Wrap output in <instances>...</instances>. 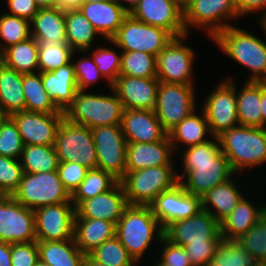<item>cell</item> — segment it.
I'll return each mask as SVG.
<instances>
[{
	"label": "cell",
	"mask_w": 266,
	"mask_h": 266,
	"mask_svg": "<svg viewBox=\"0 0 266 266\" xmlns=\"http://www.w3.org/2000/svg\"><path fill=\"white\" fill-rule=\"evenodd\" d=\"M174 37L166 30L148 25L128 14L108 41L122 51H139L157 56Z\"/></svg>",
	"instance_id": "cell-8"
},
{
	"label": "cell",
	"mask_w": 266,
	"mask_h": 266,
	"mask_svg": "<svg viewBox=\"0 0 266 266\" xmlns=\"http://www.w3.org/2000/svg\"><path fill=\"white\" fill-rule=\"evenodd\" d=\"M97 153V168L112 174L119 181L126 174L127 141L121 125L91 129Z\"/></svg>",
	"instance_id": "cell-14"
},
{
	"label": "cell",
	"mask_w": 266,
	"mask_h": 266,
	"mask_svg": "<svg viewBox=\"0 0 266 266\" xmlns=\"http://www.w3.org/2000/svg\"><path fill=\"white\" fill-rule=\"evenodd\" d=\"M258 82L261 84L264 92H266V76L261 78Z\"/></svg>",
	"instance_id": "cell-64"
},
{
	"label": "cell",
	"mask_w": 266,
	"mask_h": 266,
	"mask_svg": "<svg viewBox=\"0 0 266 266\" xmlns=\"http://www.w3.org/2000/svg\"><path fill=\"white\" fill-rule=\"evenodd\" d=\"M100 1H106V0H83V3L100 2Z\"/></svg>",
	"instance_id": "cell-68"
},
{
	"label": "cell",
	"mask_w": 266,
	"mask_h": 266,
	"mask_svg": "<svg viewBox=\"0 0 266 266\" xmlns=\"http://www.w3.org/2000/svg\"><path fill=\"white\" fill-rule=\"evenodd\" d=\"M240 91L236 88L239 125L262 128V86L258 81H245Z\"/></svg>",
	"instance_id": "cell-33"
},
{
	"label": "cell",
	"mask_w": 266,
	"mask_h": 266,
	"mask_svg": "<svg viewBox=\"0 0 266 266\" xmlns=\"http://www.w3.org/2000/svg\"><path fill=\"white\" fill-rule=\"evenodd\" d=\"M23 74L0 64V107L10 116L25 110Z\"/></svg>",
	"instance_id": "cell-35"
},
{
	"label": "cell",
	"mask_w": 266,
	"mask_h": 266,
	"mask_svg": "<svg viewBox=\"0 0 266 266\" xmlns=\"http://www.w3.org/2000/svg\"><path fill=\"white\" fill-rule=\"evenodd\" d=\"M119 182L112 174L102 169H89L84 180L71 195L75 208L84 200L103 194Z\"/></svg>",
	"instance_id": "cell-39"
},
{
	"label": "cell",
	"mask_w": 266,
	"mask_h": 266,
	"mask_svg": "<svg viewBox=\"0 0 266 266\" xmlns=\"http://www.w3.org/2000/svg\"><path fill=\"white\" fill-rule=\"evenodd\" d=\"M119 75L157 78L156 56L146 52L122 51Z\"/></svg>",
	"instance_id": "cell-40"
},
{
	"label": "cell",
	"mask_w": 266,
	"mask_h": 266,
	"mask_svg": "<svg viewBox=\"0 0 266 266\" xmlns=\"http://www.w3.org/2000/svg\"><path fill=\"white\" fill-rule=\"evenodd\" d=\"M184 10V0H172Z\"/></svg>",
	"instance_id": "cell-65"
},
{
	"label": "cell",
	"mask_w": 266,
	"mask_h": 266,
	"mask_svg": "<svg viewBox=\"0 0 266 266\" xmlns=\"http://www.w3.org/2000/svg\"><path fill=\"white\" fill-rule=\"evenodd\" d=\"M160 81L157 78H139L119 75L112 84L124 109L154 110Z\"/></svg>",
	"instance_id": "cell-21"
},
{
	"label": "cell",
	"mask_w": 266,
	"mask_h": 266,
	"mask_svg": "<svg viewBox=\"0 0 266 266\" xmlns=\"http://www.w3.org/2000/svg\"><path fill=\"white\" fill-rule=\"evenodd\" d=\"M121 129L126 141L133 143L157 142L168 136L154 110L124 109Z\"/></svg>",
	"instance_id": "cell-23"
},
{
	"label": "cell",
	"mask_w": 266,
	"mask_h": 266,
	"mask_svg": "<svg viewBox=\"0 0 266 266\" xmlns=\"http://www.w3.org/2000/svg\"><path fill=\"white\" fill-rule=\"evenodd\" d=\"M261 18L258 20L260 26L263 28V32L266 34V13L264 15L261 14Z\"/></svg>",
	"instance_id": "cell-63"
},
{
	"label": "cell",
	"mask_w": 266,
	"mask_h": 266,
	"mask_svg": "<svg viewBox=\"0 0 266 266\" xmlns=\"http://www.w3.org/2000/svg\"><path fill=\"white\" fill-rule=\"evenodd\" d=\"M31 37L38 43H67L65 11L60 8H39L30 21Z\"/></svg>",
	"instance_id": "cell-27"
},
{
	"label": "cell",
	"mask_w": 266,
	"mask_h": 266,
	"mask_svg": "<svg viewBox=\"0 0 266 266\" xmlns=\"http://www.w3.org/2000/svg\"><path fill=\"white\" fill-rule=\"evenodd\" d=\"M0 266H12L10 243L0 242Z\"/></svg>",
	"instance_id": "cell-56"
},
{
	"label": "cell",
	"mask_w": 266,
	"mask_h": 266,
	"mask_svg": "<svg viewBox=\"0 0 266 266\" xmlns=\"http://www.w3.org/2000/svg\"><path fill=\"white\" fill-rule=\"evenodd\" d=\"M260 108L262 112V128H266V92H264L263 88Z\"/></svg>",
	"instance_id": "cell-60"
},
{
	"label": "cell",
	"mask_w": 266,
	"mask_h": 266,
	"mask_svg": "<svg viewBox=\"0 0 266 266\" xmlns=\"http://www.w3.org/2000/svg\"><path fill=\"white\" fill-rule=\"evenodd\" d=\"M200 110L202 111L200 115L193 111L168 132V137L174 152L175 150L179 151L180 147L178 144L180 143L185 145L182 146L183 148L181 147L180 150L182 151V149L186 147L203 144L209 141L210 139H208V137L207 139L205 138L207 133L213 138L205 113L201 108Z\"/></svg>",
	"instance_id": "cell-31"
},
{
	"label": "cell",
	"mask_w": 266,
	"mask_h": 266,
	"mask_svg": "<svg viewBox=\"0 0 266 266\" xmlns=\"http://www.w3.org/2000/svg\"><path fill=\"white\" fill-rule=\"evenodd\" d=\"M65 30L67 44L80 53L92 49L95 38L100 36L79 9L65 11Z\"/></svg>",
	"instance_id": "cell-34"
},
{
	"label": "cell",
	"mask_w": 266,
	"mask_h": 266,
	"mask_svg": "<svg viewBox=\"0 0 266 266\" xmlns=\"http://www.w3.org/2000/svg\"><path fill=\"white\" fill-rule=\"evenodd\" d=\"M164 229L150 206L128 205L116 224L115 236L138 264L152 240L164 237Z\"/></svg>",
	"instance_id": "cell-3"
},
{
	"label": "cell",
	"mask_w": 266,
	"mask_h": 266,
	"mask_svg": "<svg viewBox=\"0 0 266 266\" xmlns=\"http://www.w3.org/2000/svg\"><path fill=\"white\" fill-rule=\"evenodd\" d=\"M41 79L48 95L64 112L73 103L78 91L72 60L58 69L41 72Z\"/></svg>",
	"instance_id": "cell-26"
},
{
	"label": "cell",
	"mask_w": 266,
	"mask_h": 266,
	"mask_svg": "<svg viewBox=\"0 0 266 266\" xmlns=\"http://www.w3.org/2000/svg\"><path fill=\"white\" fill-rule=\"evenodd\" d=\"M1 62L8 68L22 74L39 72L38 42L29 39L6 48L0 54Z\"/></svg>",
	"instance_id": "cell-36"
},
{
	"label": "cell",
	"mask_w": 266,
	"mask_h": 266,
	"mask_svg": "<svg viewBox=\"0 0 266 266\" xmlns=\"http://www.w3.org/2000/svg\"><path fill=\"white\" fill-rule=\"evenodd\" d=\"M23 173L20 160L0 155V194L12 196L19 187Z\"/></svg>",
	"instance_id": "cell-46"
},
{
	"label": "cell",
	"mask_w": 266,
	"mask_h": 266,
	"mask_svg": "<svg viewBox=\"0 0 266 266\" xmlns=\"http://www.w3.org/2000/svg\"><path fill=\"white\" fill-rule=\"evenodd\" d=\"M238 12V16H246L247 14L262 12L266 13V0H234Z\"/></svg>",
	"instance_id": "cell-55"
},
{
	"label": "cell",
	"mask_w": 266,
	"mask_h": 266,
	"mask_svg": "<svg viewBox=\"0 0 266 266\" xmlns=\"http://www.w3.org/2000/svg\"><path fill=\"white\" fill-rule=\"evenodd\" d=\"M255 266H266V262H256Z\"/></svg>",
	"instance_id": "cell-69"
},
{
	"label": "cell",
	"mask_w": 266,
	"mask_h": 266,
	"mask_svg": "<svg viewBox=\"0 0 266 266\" xmlns=\"http://www.w3.org/2000/svg\"><path fill=\"white\" fill-rule=\"evenodd\" d=\"M83 0H58V8L63 11L78 9Z\"/></svg>",
	"instance_id": "cell-57"
},
{
	"label": "cell",
	"mask_w": 266,
	"mask_h": 266,
	"mask_svg": "<svg viewBox=\"0 0 266 266\" xmlns=\"http://www.w3.org/2000/svg\"><path fill=\"white\" fill-rule=\"evenodd\" d=\"M181 152L183 173H178L177 177L183 188L193 195L202 197L236 174L222 153L217 137L203 144L186 147Z\"/></svg>",
	"instance_id": "cell-1"
},
{
	"label": "cell",
	"mask_w": 266,
	"mask_h": 266,
	"mask_svg": "<svg viewBox=\"0 0 266 266\" xmlns=\"http://www.w3.org/2000/svg\"><path fill=\"white\" fill-rule=\"evenodd\" d=\"M35 266H51L43 261H41L40 259L37 261Z\"/></svg>",
	"instance_id": "cell-66"
},
{
	"label": "cell",
	"mask_w": 266,
	"mask_h": 266,
	"mask_svg": "<svg viewBox=\"0 0 266 266\" xmlns=\"http://www.w3.org/2000/svg\"><path fill=\"white\" fill-rule=\"evenodd\" d=\"M12 197L31 210L52 204L71 203V195L63 186L57 171L23 173Z\"/></svg>",
	"instance_id": "cell-7"
},
{
	"label": "cell",
	"mask_w": 266,
	"mask_h": 266,
	"mask_svg": "<svg viewBox=\"0 0 266 266\" xmlns=\"http://www.w3.org/2000/svg\"><path fill=\"white\" fill-rule=\"evenodd\" d=\"M236 85L230 77L219 82L202 103L210 132L213 137L239 125L237 118Z\"/></svg>",
	"instance_id": "cell-13"
},
{
	"label": "cell",
	"mask_w": 266,
	"mask_h": 266,
	"mask_svg": "<svg viewBox=\"0 0 266 266\" xmlns=\"http://www.w3.org/2000/svg\"><path fill=\"white\" fill-rule=\"evenodd\" d=\"M236 241L251 254L256 262H266V212L251 229Z\"/></svg>",
	"instance_id": "cell-45"
},
{
	"label": "cell",
	"mask_w": 266,
	"mask_h": 266,
	"mask_svg": "<svg viewBox=\"0 0 266 266\" xmlns=\"http://www.w3.org/2000/svg\"><path fill=\"white\" fill-rule=\"evenodd\" d=\"M195 95L194 85L159 83L154 112L167 132L197 111Z\"/></svg>",
	"instance_id": "cell-11"
},
{
	"label": "cell",
	"mask_w": 266,
	"mask_h": 266,
	"mask_svg": "<svg viewBox=\"0 0 266 266\" xmlns=\"http://www.w3.org/2000/svg\"><path fill=\"white\" fill-rule=\"evenodd\" d=\"M34 214L36 241L74 239L76 209L72 203L42 206Z\"/></svg>",
	"instance_id": "cell-16"
},
{
	"label": "cell",
	"mask_w": 266,
	"mask_h": 266,
	"mask_svg": "<svg viewBox=\"0 0 266 266\" xmlns=\"http://www.w3.org/2000/svg\"><path fill=\"white\" fill-rule=\"evenodd\" d=\"M217 138L222 153L237 174L266 162V128L238 125Z\"/></svg>",
	"instance_id": "cell-2"
},
{
	"label": "cell",
	"mask_w": 266,
	"mask_h": 266,
	"mask_svg": "<svg viewBox=\"0 0 266 266\" xmlns=\"http://www.w3.org/2000/svg\"><path fill=\"white\" fill-rule=\"evenodd\" d=\"M212 39L228 58L250 70L247 81H259L266 76V42L233 25Z\"/></svg>",
	"instance_id": "cell-4"
},
{
	"label": "cell",
	"mask_w": 266,
	"mask_h": 266,
	"mask_svg": "<svg viewBox=\"0 0 266 266\" xmlns=\"http://www.w3.org/2000/svg\"><path fill=\"white\" fill-rule=\"evenodd\" d=\"M116 225L102 219L75 218L74 239L87 256L106 240L115 236Z\"/></svg>",
	"instance_id": "cell-29"
},
{
	"label": "cell",
	"mask_w": 266,
	"mask_h": 266,
	"mask_svg": "<svg viewBox=\"0 0 266 266\" xmlns=\"http://www.w3.org/2000/svg\"><path fill=\"white\" fill-rule=\"evenodd\" d=\"M76 52L67 43H38L39 72L52 71L62 65L68 64Z\"/></svg>",
	"instance_id": "cell-44"
},
{
	"label": "cell",
	"mask_w": 266,
	"mask_h": 266,
	"mask_svg": "<svg viewBox=\"0 0 266 266\" xmlns=\"http://www.w3.org/2000/svg\"><path fill=\"white\" fill-rule=\"evenodd\" d=\"M237 18L240 17L234 0H194L184 9L187 34L190 27L201 28L208 33L211 40L217 33L232 26L229 20H238Z\"/></svg>",
	"instance_id": "cell-10"
},
{
	"label": "cell",
	"mask_w": 266,
	"mask_h": 266,
	"mask_svg": "<svg viewBox=\"0 0 266 266\" xmlns=\"http://www.w3.org/2000/svg\"><path fill=\"white\" fill-rule=\"evenodd\" d=\"M194 0H184V9L190 4L192 3Z\"/></svg>",
	"instance_id": "cell-67"
},
{
	"label": "cell",
	"mask_w": 266,
	"mask_h": 266,
	"mask_svg": "<svg viewBox=\"0 0 266 266\" xmlns=\"http://www.w3.org/2000/svg\"><path fill=\"white\" fill-rule=\"evenodd\" d=\"M173 152L168 136L164 140L151 143L127 142L126 171L173 165Z\"/></svg>",
	"instance_id": "cell-24"
},
{
	"label": "cell",
	"mask_w": 266,
	"mask_h": 266,
	"mask_svg": "<svg viewBox=\"0 0 266 266\" xmlns=\"http://www.w3.org/2000/svg\"><path fill=\"white\" fill-rule=\"evenodd\" d=\"M59 162H78L88 168H97V153L90 128L63 119L54 144Z\"/></svg>",
	"instance_id": "cell-9"
},
{
	"label": "cell",
	"mask_w": 266,
	"mask_h": 266,
	"mask_svg": "<svg viewBox=\"0 0 266 266\" xmlns=\"http://www.w3.org/2000/svg\"><path fill=\"white\" fill-rule=\"evenodd\" d=\"M223 240L221 233L213 241L184 246L192 266H207L213 259L218 245Z\"/></svg>",
	"instance_id": "cell-51"
},
{
	"label": "cell",
	"mask_w": 266,
	"mask_h": 266,
	"mask_svg": "<svg viewBox=\"0 0 266 266\" xmlns=\"http://www.w3.org/2000/svg\"><path fill=\"white\" fill-rule=\"evenodd\" d=\"M149 206L164 229L170 223L196 215L202 209V202L200 196L187 192L178 183L160 193Z\"/></svg>",
	"instance_id": "cell-17"
},
{
	"label": "cell",
	"mask_w": 266,
	"mask_h": 266,
	"mask_svg": "<svg viewBox=\"0 0 266 266\" xmlns=\"http://www.w3.org/2000/svg\"><path fill=\"white\" fill-rule=\"evenodd\" d=\"M229 179L210 189L201 197L202 209L209 212L221 224L245 196L235 180Z\"/></svg>",
	"instance_id": "cell-28"
},
{
	"label": "cell",
	"mask_w": 266,
	"mask_h": 266,
	"mask_svg": "<svg viewBox=\"0 0 266 266\" xmlns=\"http://www.w3.org/2000/svg\"><path fill=\"white\" fill-rule=\"evenodd\" d=\"M84 266H107V265L95 262L89 255H87L85 258Z\"/></svg>",
	"instance_id": "cell-61"
},
{
	"label": "cell",
	"mask_w": 266,
	"mask_h": 266,
	"mask_svg": "<svg viewBox=\"0 0 266 266\" xmlns=\"http://www.w3.org/2000/svg\"><path fill=\"white\" fill-rule=\"evenodd\" d=\"M39 259L51 266H84L86 255L77 247L75 239L37 241Z\"/></svg>",
	"instance_id": "cell-32"
},
{
	"label": "cell",
	"mask_w": 266,
	"mask_h": 266,
	"mask_svg": "<svg viewBox=\"0 0 266 266\" xmlns=\"http://www.w3.org/2000/svg\"><path fill=\"white\" fill-rule=\"evenodd\" d=\"M102 75L112 84L117 80L121 69V53L110 48L99 47L90 55Z\"/></svg>",
	"instance_id": "cell-48"
},
{
	"label": "cell",
	"mask_w": 266,
	"mask_h": 266,
	"mask_svg": "<svg viewBox=\"0 0 266 266\" xmlns=\"http://www.w3.org/2000/svg\"><path fill=\"white\" fill-rule=\"evenodd\" d=\"M39 8H58V0H34Z\"/></svg>",
	"instance_id": "cell-59"
},
{
	"label": "cell",
	"mask_w": 266,
	"mask_h": 266,
	"mask_svg": "<svg viewBox=\"0 0 266 266\" xmlns=\"http://www.w3.org/2000/svg\"><path fill=\"white\" fill-rule=\"evenodd\" d=\"M88 170L78 162H59L57 168L59 178L70 195L82 183Z\"/></svg>",
	"instance_id": "cell-50"
},
{
	"label": "cell",
	"mask_w": 266,
	"mask_h": 266,
	"mask_svg": "<svg viewBox=\"0 0 266 266\" xmlns=\"http://www.w3.org/2000/svg\"><path fill=\"white\" fill-rule=\"evenodd\" d=\"M163 246L160 260L157 259L155 266H192L189 256L184 247L169 242L164 237L159 241Z\"/></svg>",
	"instance_id": "cell-52"
},
{
	"label": "cell",
	"mask_w": 266,
	"mask_h": 266,
	"mask_svg": "<svg viewBox=\"0 0 266 266\" xmlns=\"http://www.w3.org/2000/svg\"><path fill=\"white\" fill-rule=\"evenodd\" d=\"M31 37L30 21L7 13L0 15V54L8 47Z\"/></svg>",
	"instance_id": "cell-41"
},
{
	"label": "cell",
	"mask_w": 266,
	"mask_h": 266,
	"mask_svg": "<svg viewBox=\"0 0 266 266\" xmlns=\"http://www.w3.org/2000/svg\"><path fill=\"white\" fill-rule=\"evenodd\" d=\"M78 61H73L75 78L77 81L78 90H86L91 84H95L99 78H105L101 71L97 68L94 63L92 56L81 57Z\"/></svg>",
	"instance_id": "cell-49"
},
{
	"label": "cell",
	"mask_w": 266,
	"mask_h": 266,
	"mask_svg": "<svg viewBox=\"0 0 266 266\" xmlns=\"http://www.w3.org/2000/svg\"><path fill=\"white\" fill-rule=\"evenodd\" d=\"M130 15L143 23L168 31L173 37L187 34L184 10L172 0H140Z\"/></svg>",
	"instance_id": "cell-20"
},
{
	"label": "cell",
	"mask_w": 266,
	"mask_h": 266,
	"mask_svg": "<svg viewBox=\"0 0 266 266\" xmlns=\"http://www.w3.org/2000/svg\"><path fill=\"white\" fill-rule=\"evenodd\" d=\"M266 212V205H253L245 196L239 201L230 215L220 224L221 235L225 240H237L251 229Z\"/></svg>",
	"instance_id": "cell-30"
},
{
	"label": "cell",
	"mask_w": 266,
	"mask_h": 266,
	"mask_svg": "<svg viewBox=\"0 0 266 266\" xmlns=\"http://www.w3.org/2000/svg\"><path fill=\"white\" fill-rule=\"evenodd\" d=\"M36 241L34 210L18 203L12 196H0V242Z\"/></svg>",
	"instance_id": "cell-15"
},
{
	"label": "cell",
	"mask_w": 266,
	"mask_h": 266,
	"mask_svg": "<svg viewBox=\"0 0 266 266\" xmlns=\"http://www.w3.org/2000/svg\"><path fill=\"white\" fill-rule=\"evenodd\" d=\"M9 10L7 14L18 16L31 21L39 7L34 0H6ZM10 12V13H9Z\"/></svg>",
	"instance_id": "cell-54"
},
{
	"label": "cell",
	"mask_w": 266,
	"mask_h": 266,
	"mask_svg": "<svg viewBox=\"0 0 266 266\" xmlns=\"http://www.w3.org/2000/svg\"><path fill=\"white\" fill-rule=\"evenodd\" d=\"M174 165L148 167L126 171L120 180L128 205L149 206L162 192L179 183Z\"/></svg>",
	"instance_id": "cell-6"
},
{
	"label": "cell",
	"mask_w": 266,
	"mask_h": 266,
	"mask_svg": "<svg viewBox=\"0 0 266 266\" xmlns=\"http://www.w3.org/2000/svg\"><path fill=\"white\" fill-rule=\"evenodd\" d=\"M25 110L36 113H64L44 89L41 72L23 74Z\"/></svg>",
	"instance_id": "cell-37"
},
{
	"label": "cell",
	"mask_w": 266,
	"mask_h": 266,
	"mask_svg": "<svg viewBox=\"0 0 266 266\" xmlns=\"http://www.w3.org/2000/svg\"><path fill=\"white\" fill-rule=\"evenodd\" d=\"M8 117L9 115L6 113V111L0 107V129L2 124L7 120Z\"/></svg>",
	"instance_id": "cell-62"
},
{
	"label": "cell",
	"mask_w": 266,
	"mask_h": 266,
	"mask_svg": "<svg viewBox=\"0 0 266 266\" xmlns=\"http://www.w3.org/2000/svg\"><path fill=\"white\" fill-rule=\"evenodd\" d=\"M86 93L78 90L73 103L64 111L65 119L70 123L86 126L90 129L99 126L121 125L123 105L118 95Z\"/></svg>",
	"instance_id": "cell-5"
},
{
	"label": "cell",
	"mask_w": 266,
	"mask_h": 266,
	"mask_svg": "<svg viewBox=\"0 0 266 266\" xmlns=\"http://www.w3.org/2000/svg\"><path fill=\"white\" fill-rule=\"evenodd\" d=\"M24 173L57 171L59 160L54 146L24 145L20 158Z\"/></svg>",
	"instance_id": "cell-38"
},
{
	"label": "cell",
	"mask_w": 266,
	"mask_h": 266,
	"mask_svg": "<svg viewBox=\"0 0 266 266\" xmlns=\"http://www.w3.org/2000/svg\"><path fill=\"white\" fill-rule=\"evenodd\" d=\"M188 34L174 37L156 56L157 79L160 82L194 85L195 52L184 45Z\"/></svg>",
	"instance_id": "cell-12"
},
{
	"label": "cell",
	"mask_w": 266,
	"mask_h": 266,
	"mask_svg": "<svg viewBox=\"0 0 266 266\" xmlns=\"http://www.w3.org/2000/svg\"><path fill=\"white\" fill-rule=\"evenodd\" d=\"M127 206L124 188L119 181L109 191L82 201L75 208V218L108 220L116 225Z\"/></svg>",
	"instance_id": "cell-22"
},
{
	"label": "cell",
	"mask_w": 266,
	"mask_h": 266,
	"mask_svg": "<svg viewBox=\"0 0 266 266\" xmlns=\"http://www.w3.org/2000/svg\"><path fill=\"white\" fill-rule=\"evenodd\" d=\"M38 260L37 241L11 244L12 266H35Z\"/></svg>",
	"instance_id": "cell-53"
},
{
	"label": "cell",
	"mask_w": 266,
	"mask_h": 266,
	"mask_svg": "<svg viewBox=\"0 0 266 266\" xmlns=\"http://www.w3.org/2000/svg\"><path fill=\"white\" fill-rule=\"evenodd\" d=\"M78 9L105 41L117 33L128 15L115 0L82 3Z\"/></svg>",
	"instance_id": "cell-25"
},
{
	"label": "cell",
	"mask_w": 266,
	"mask_h": 266,
	"mask_svg": "<svg viewBox=\"0 0 266 266\" xmlns=\"http://www.w3.org/2000/svg\"><path fill=\"white\" fill-rule=\"evenodd\" d=\"M128 14L137 6L140 0H115ZM128 3V6L126 5Z\"/></svg>",
	"instance_id": "cell-58"
},
{
	"label": "cell",
	"mask_w": 266,
	"mask_h": 266,
	"mask_svg": "<svg viewBox=\"0 0 266 266\" xmlns=\"http://www.w3.org/2000/svg\"><path fill=\"white\" fill-rule=\"evenodd\" d=\"M163 232L169 242L184 247L213 241L221 233V227L209 212L201 209L188 219L170 223Z\"/></svg>",
	"instance_id": "cell-18"
},
{
	"label": "cell",
	"mask_w": 266,
	"mask_h": 266,
	"mask_svg": "<svg viewBox=\"0 0 266 266\" xmlns=\"http://www.w3.org/2000/svg\"><path fill=\"white\" fill-rule=\"evenodd\" d=\"M17 126L24 145L54 146L64 113L16 112L9 116Z\"/></svg>",
	"instance_id": "cell-19"
},
{
	"label": "cell",
	"mask_w": 266,
	"mask_h": 266,
	"mask_svg": "<svg viewBox=\"0 0 266 266\" xmlns=\"http://www.w3.org/2000/svg\"><path fill=\"white\" fill-rule=\"evenodd\" d=\"M24 143L14 121L8 117L0 129V155L20 160Z\"/></svg>",
	"instance_id": "cell-47"
},
{
	"label": "cell",
	"mask_w": 266,
	"mask_h": 266,
	"mask_svg": "<svg viewBox=\"0 0 266 266\" xmlns=\"http://www.w3.org/2000/svg\"><path fill=\"white\" fill-rule=\"evenodd\" d=\"M89 256L95 261L107 266H134L137 263L129 255L126 248L121 244L119 239L114 236L106 240Z\"/></svg>",
	"instance_id": "cell-43"
},
{
	"label": "cell",
	"mask_w": 266,
	"mask_h": 266,
	"mask_svg": "<svg viewBox=\"0 0 266 266\" xmlns=\"http://www.w3.org/2000/svg\"><path fill=\"white\" fill-rule=\"evenodd\" d=\"M256 260L236 240L223 239L207 266H255Z\"/></svg>",
	"instance_id": "cell-42"
}]
</instances>
